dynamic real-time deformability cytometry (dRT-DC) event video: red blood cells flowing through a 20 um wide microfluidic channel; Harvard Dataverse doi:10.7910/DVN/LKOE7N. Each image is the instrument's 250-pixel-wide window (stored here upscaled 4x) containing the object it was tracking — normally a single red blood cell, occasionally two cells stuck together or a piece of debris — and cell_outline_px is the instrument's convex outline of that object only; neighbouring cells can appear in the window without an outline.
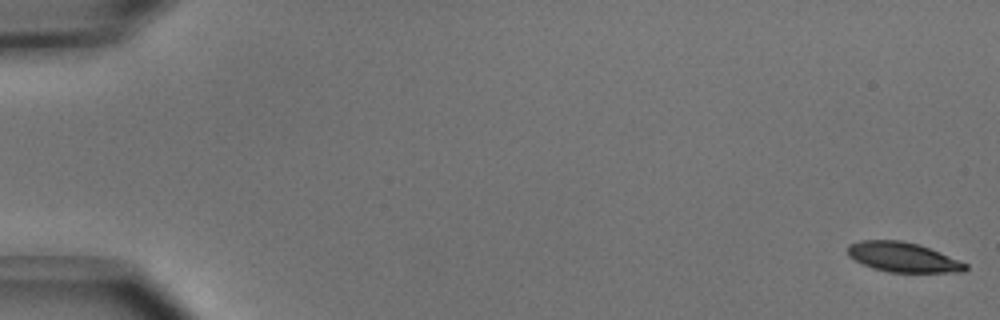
{"species": "common noctule bat (a hibernating species)", "species_latin": "Nyctalus noctula", "temperature_condition": "cold", "stored_images_in_passage": 52, "camera_frame_rate_fps": 3000, "um_per_image_px": 0.085, "animal": {"sex": "male", "body_mass_g": 15.6}, "frame": {"image": 1, "passage_image": 1, "time_ms": 0.0, "image_size_px": [1000, 320], "cell_outline_px": [[968, 268], [964, 272], [888, 272], [872, 268], [848, 256], [848, 244], [860, 240], [900, 240], [920, 244], [968, 264]], "centroid_in_image_um": [76.75, 21.85], "position_along_channel_um": 8.3, "area_um2": 20.4}}
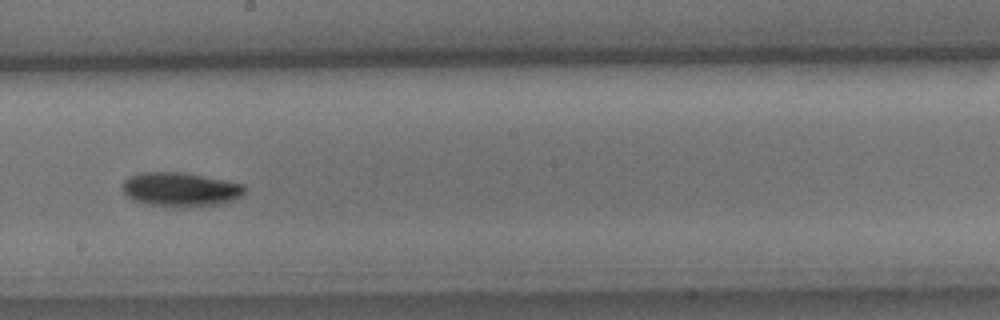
{"frame": {"image": 2, "passage_image": 30, "time_ms": 9.667, "image_size_px": [1000, 320], "cell_outline_px": [[244, 192], [236, 200], [216, 204], [184, 208], [176, 208], [152, 204], [136, 200], [128, 196], [124, 192], [120, 184], [128, 176], [140, 172], [180, 172], [224, 180], [244, 184]], "centroid_in_image_um": [15.31, 16.1], "position_along_channel_um": 232.9, "area_um2": 24.28}}
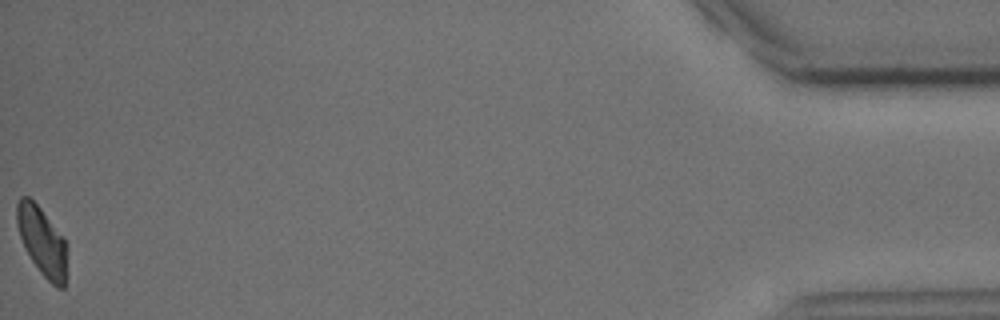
{"frame": {"image": 3, "passage_image": 52, "time_ms": 17.0, "image_size_px": [1000, 320], "cell_outline_px": [[68, 244], [64, 288], [56, 288], [40, 272], [24, 248], [16, 224], [16, 204], [20, 196], [28, 196], [40, 208], [64, 236]], "centroid_in_image_um": [3.59, 20.5], "position_along_channel_um": 431.6, "area_um2": 20.35}, "authors_computed_cell_mechanics": {"area_um2": 21.8484, "velocity_mm_per_s": 3.936, "shape_relaxation_time_tau1_ms": 2.15, "shape_relaxation_time_tau2_ms": null, "deformation_change_tau1": 0.0964, "deformation_change_tau2": null}}